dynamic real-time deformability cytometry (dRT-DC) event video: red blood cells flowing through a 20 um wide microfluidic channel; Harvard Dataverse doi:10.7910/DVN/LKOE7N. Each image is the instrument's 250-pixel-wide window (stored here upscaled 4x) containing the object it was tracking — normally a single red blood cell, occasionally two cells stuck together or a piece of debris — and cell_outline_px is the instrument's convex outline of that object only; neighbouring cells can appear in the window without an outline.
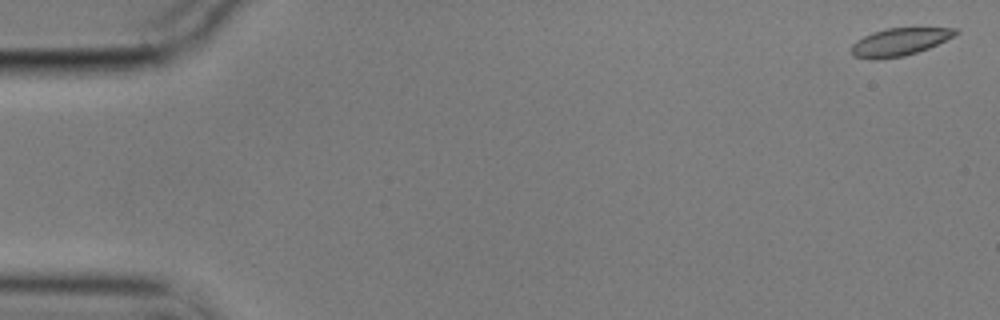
{"species": "common noctule bat (a hibernating species)", "species_latin": "Nyctalus noctula", "temperature_condition": "cold", "stored_images_in_passage": 58, "camera_frame_rate_fps": 3000, "um_per_image_px": 0.085, "animal": {"sex": "male", "body_mass_g": 17.9}, "frame": {"image": 1, "passage_image": 2, "time_ms": 0.333, "image_size_px": [1000, 320], "cell_outline_px": [[960, 32], [928, 48], [904, 56], [880, 60], [872, 60], [852, 56], [852, 44], [856, 40], [872, 32], [888, 28], [956, 28]], "centroid_in_image_um": [76.4, 3.58], "position_along_channel_um": 8.6, "area_um2": 16.7}}
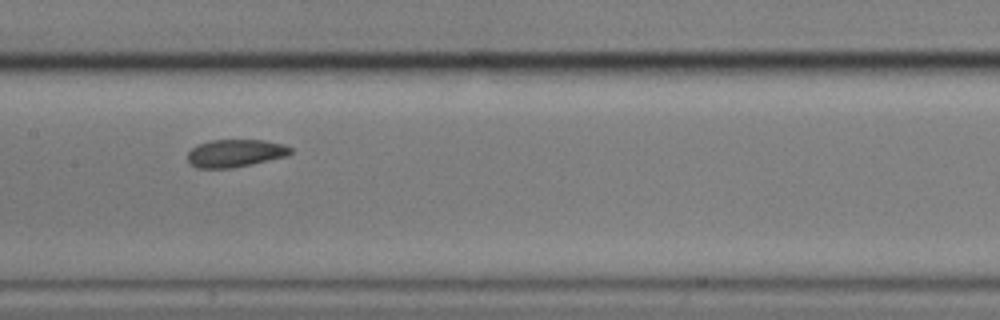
{"frame": {"image": 2, "passage_image": 29, "time_ms": 9.333, "image_size_px": [1000, 320], "cell_outline_px": [[292, 152], [288, 156], [252, 164], [232, 168], [196, 168], [188, 164], [188, 152], [192, 148], [200, 144], [212, 140], [264, 140], [284, 144], [292, 148]], "centroid_in_image_um": [20.01, 13.03], "position_along_channel_um": 187.4, "area_um2": 16.7}}
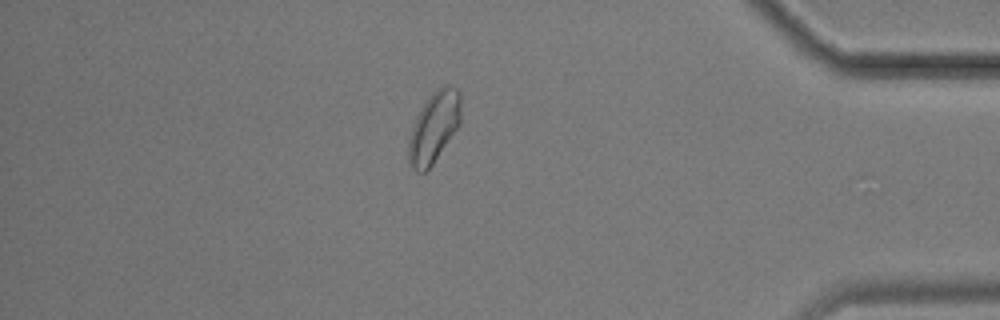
{"frame": {"image": 3, "passage_image": 50, "time_ms": 16.333, "image_size_px": [1000, 320], "cell_outline_px": [[460, 124], [432, 164], [424, 172], [416, 172], [408, 164], [408, 140], [416, 116], [432, 92], [436, 88], [444, 84], [448, 84], [456, 88], [460, 92]], "centroid_in_image_um": [36.88, 10.8], "position_along_channel_um": 398.3, "area_um2": 21.5}, "authors_computed_cell_mechanics": {"area_um2": 17.34, "velocity_mm_per_s": 3.4997, "shape_relaxation_time_tau1_ms": 5.9953, "shape_relaxation_time_tau2_ms": null, "deformation_change_tau1": 0.1107, "deformation_change_tau2": null}}